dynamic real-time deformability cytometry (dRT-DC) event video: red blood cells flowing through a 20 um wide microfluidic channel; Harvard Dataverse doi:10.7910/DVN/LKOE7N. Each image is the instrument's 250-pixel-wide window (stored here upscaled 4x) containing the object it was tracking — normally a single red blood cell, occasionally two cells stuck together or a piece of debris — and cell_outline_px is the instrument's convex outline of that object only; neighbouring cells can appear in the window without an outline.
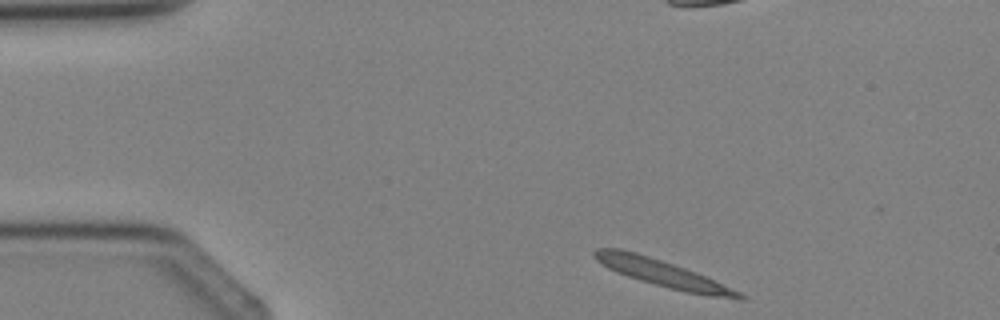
{"species": "Egyptian fruit bat (a non-hibernating species)", "species_latin": "Rousettus aegyptiacus", "temperature_condition": "cold", "stored_images_in_passage": 4, "camera_frame_rate_fps": 3000, "um_per_image_px": 0.085, "animal": {"sex": "female"}, "frame": {"image": 1, "passage_image": 1, "time_ms": 0.0, "image_size_px": [1000, 320], "cell_outline_px": [[748, 296], [744, 300], [740, 300], [708, 296], [684, 292], [668, 288], [640, 280], [616, 272], [608, 268], [596, 260], [592, 256], [592, 252], [596, 248], [620, 248], [636, 252], [696, 272], [740, 292]], "centroid_in_image_um": [56.33, 23.25], "position_along_channel_um": 28.7, "area_um2": 22.6}}
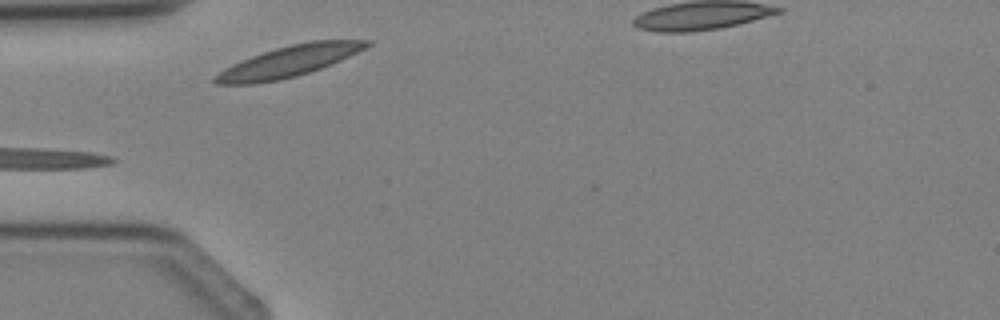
{"frame": {"image": 2, "passage_image": 3, "time_ms": 2.333, "image_size_px": [1000, 320], "cell_outline_px": [[372, 44], [340, 60], [320, 68], [296, 76], [280, 80], [252, 84], [216, 84], [212, 80], [212, 76], [224, 68], [252, 56], [276, 48], [292, 44], [312, 40], [372, 40]], "centroid_in_image_um": [24.51, 5.22], "position_along_channel_um": 60.5, "area_um2": 27.05}}